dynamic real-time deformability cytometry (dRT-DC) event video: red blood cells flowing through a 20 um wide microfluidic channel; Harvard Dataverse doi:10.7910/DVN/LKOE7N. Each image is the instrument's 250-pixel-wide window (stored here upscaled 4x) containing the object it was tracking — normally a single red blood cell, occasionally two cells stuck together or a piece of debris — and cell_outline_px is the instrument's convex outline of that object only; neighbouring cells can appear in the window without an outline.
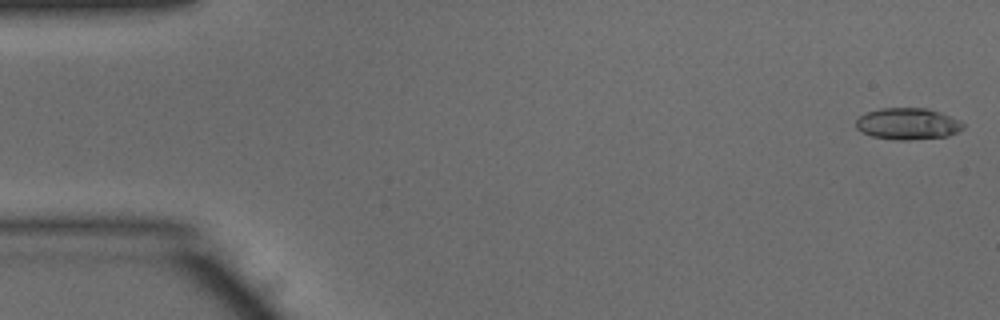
{"species": "common noctule bat (a hibernating species)", "species_latin": "Nyctalus noctula", "temperature_condition": "warm", "stored_images_in_passage": 50, "camera_frame_rate_fps": 3000, "um_per_image_px": 0.085, "animal": {"sex": "male", "body_mass_g": 15.6}, "frame": {"image": 1, "passage_image": 1, "time_ms": 0.0, "image_size_px": [1000, 320], "cell_outline_px": [[964, 128], [948, 136], [908, 140], [896, 140], [872, 136], [856, 128], [856, 120], [864, 112], [880, 108], [928, 108], [940, 112], [960, 120], [964, 124]], "centroid_in_image_um": [77.16, 10.51], "position_along_channel_um": 7.8, "area_um2": 19.77}}
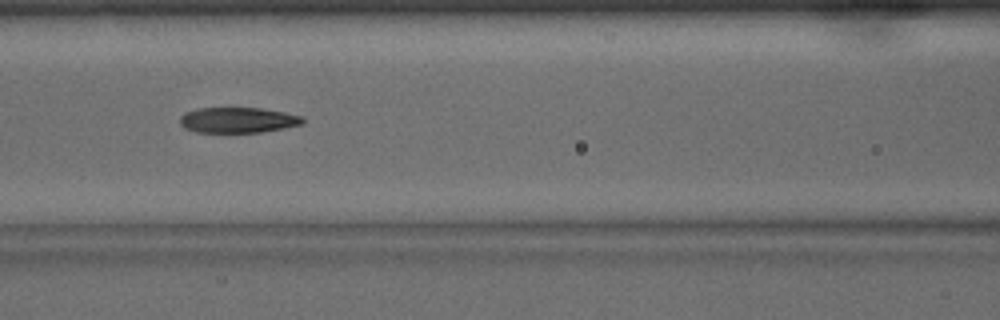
{"frame": {"image": 2, "passage_image": 21, "time_ms": 6.667, "image_size_px": [1000, 320], "cell_outline_px": [[304, 120], [300, 124], [284, 128], [260, 132], [196, 132], [184, 128], [180, 124], [180, 116], [184, 112], [196, 108], [260, 108], [284, 112], [304, 116]], "centroid_in_image_um": [20.19, 10.2], "position_along_channel_um": 146.4, "area_um2": 18.26}}
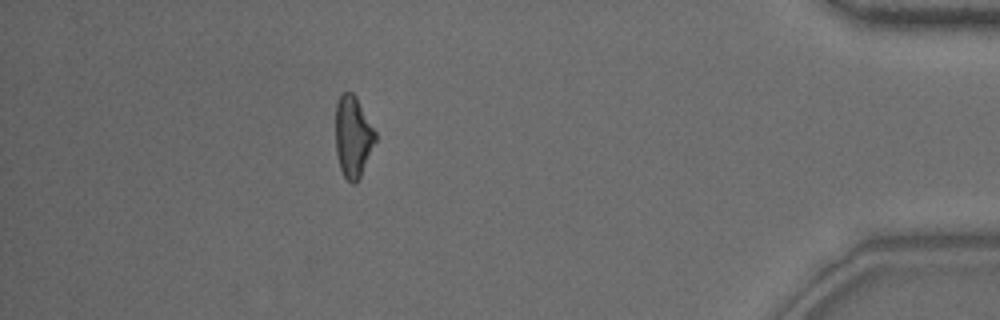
{"frame": {"image": 3, "passage_image": 44, "time_ms": 14.333, "image_size_px": [1000, 320], "cell_outline_px": [[376, 140], [360, 176], [356, 184], [352, 184], [344, 176], [340, 168], [336, 156], [336, 104], [340, 96], [344, 92], [352, 92], [356, 96], [376, 132]], "centroid_in_image_um": [29.99, 11.61], "position_along_channel_um": 405.2, "area_um2": 18.73}, "authors_computed_cell_mechanics": {"area_um2": 19.2763, "velocity_mm_per_s": 4.0371, "shape_relaxation_time_tau1_ms": null, "shape_relaxation_time_tau2_ms": 2.8601, "deformation_change_tau1": null, "deformation_change_tau2": 0.1134}}